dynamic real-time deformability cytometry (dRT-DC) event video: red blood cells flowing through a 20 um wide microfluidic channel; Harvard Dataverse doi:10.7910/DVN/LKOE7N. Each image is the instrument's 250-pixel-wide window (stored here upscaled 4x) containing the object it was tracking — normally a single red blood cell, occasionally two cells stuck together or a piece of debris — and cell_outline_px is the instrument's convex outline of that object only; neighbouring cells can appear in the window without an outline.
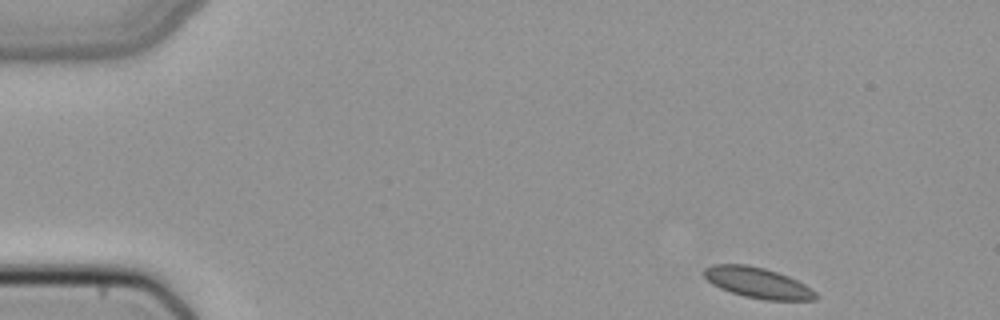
{"species": "common noctule bat (a hibernating species)", "species_latin": "Nyctalus noctula", "temperature_condition": "cold", "stored_images_in_passage": 46, "camera_frame_rate_fps": 3000, "um_per_image_px": 0.085, "animal": {"sex": "female", "body_mass_g": 22.7, "forearm_length_mm": 54.2}, "frame": {"image": 1, "passage_image": 1, "time_ms": 0.0, "image_size_px": [1000, 320], "cell_outline_px": [[820, 296], [816, 300], [764, 300], [744, 296], [720, 288], [712, 284], [704, 276], [704, 268], [712, 264], [748, 264], [764, 268], [788, 276], [812, 288]], "centroid_in_image_um": [64.43, 24.04], "position_along_channel_um": 20.6, "area_um2": 20.0}}
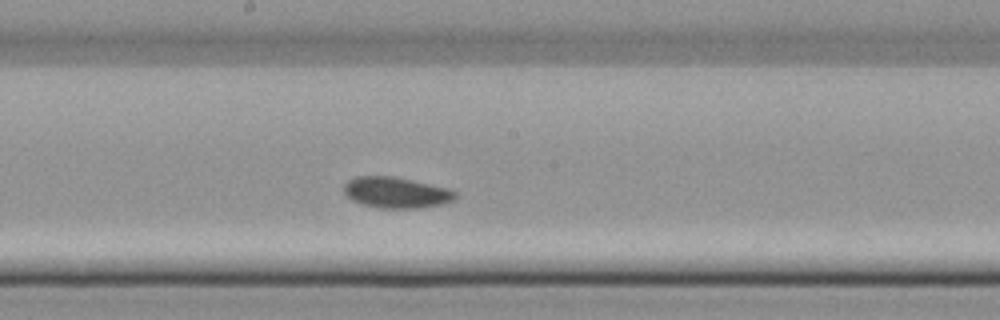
{"frame": {"image": 2, "passage_image": 23, "time_ms": 7.333, "image_size_px": [1000, 320], "cell_outline_px": [[456, 200], [440, 204], [420, 208], [380, 208], [364, 204], [352, 200], [344, 192], [344, 184], [348, 180], [356, 176], [392, 176], [412, 180], [448, 188], [456, 192]], "centroid_in_image_um": [33.68, 16.36], "position_along_channel_um": 214.5, "area_um2": 20.0}}
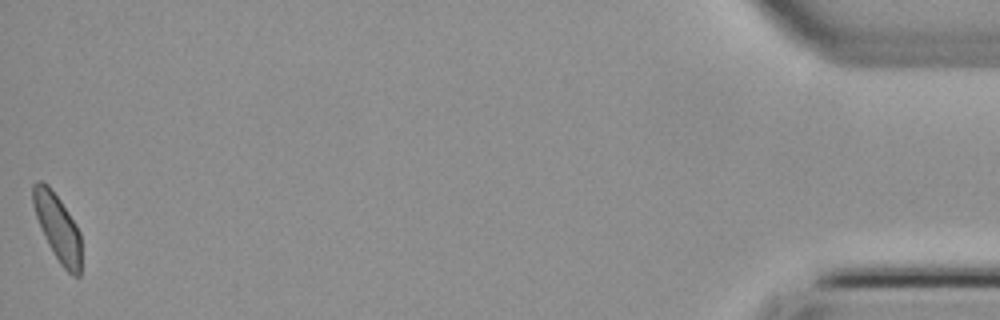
{"frame": {"image": 3, "passage_image": 46, "time_ms": 15.0, "image_size_px": [1000, 320], "cell_outline_px": [[80, 276], [72, 276], [60, 264], [48, 244], [36, 216], [32, 204], [32, 184], [36, 180], [40, 180], [48, 184], [60, 200], [76, 224], [80, 232]], "centroid_in_image_um": [4.88, 19.3], "position_along_channel_um": 430.3, "area_um2": 18.67}}